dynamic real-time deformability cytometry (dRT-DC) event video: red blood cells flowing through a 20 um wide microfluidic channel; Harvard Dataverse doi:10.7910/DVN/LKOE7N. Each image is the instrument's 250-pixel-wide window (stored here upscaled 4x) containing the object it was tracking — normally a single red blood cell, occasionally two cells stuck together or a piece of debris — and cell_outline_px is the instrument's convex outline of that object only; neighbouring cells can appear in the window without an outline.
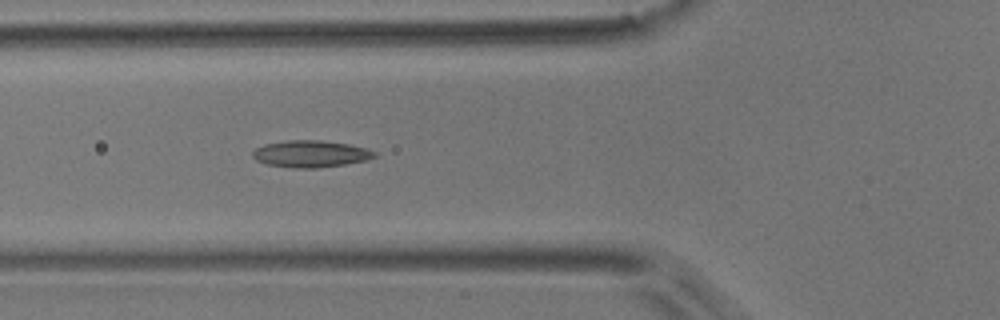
{"species": "common noctule bat (a hibernating species)", "species_latin": "Nyctalus noctula", "temperature_condition": "room temperature", "stored_images_in_passage": 6, "camera_frame_rate_fps": 3000, "um_per_image_px": 0.085, "animal": {"sex": "male", "body_mass_g": 17.9}, "frame": {"image": 1, "passage_image": 6, "time_ms": 5.667, "image_size_px": [1000, 320], "cell_outline_px": [[376, 156], [364, 160], [344, 164], [316, 168], [292, 168], [264, 164], [256, 160], [252, 156], [252, 152], [256, 148], [264, 144], [288, 140], [320, 140], [348, 144], [368, 148], [376, 152]], "centroid_in_image_um": [26.37, 13.08], "position_along_channel_um": 99.4, "area_um2": 19.07}}